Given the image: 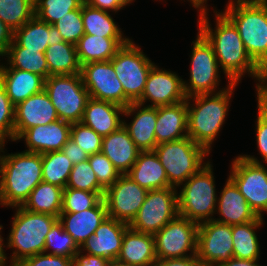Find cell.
Returning <instances> with one entry per match:
<instances>
[{"mask_svg":"<svg viewBox=\"0 0 267 266\" xmlns=\"http://www.w3.org/2000/svg\"><path fill=\"white\" fill-rule=\"evenodd\" d=\"M80 74L90 98L111 102L123 108L131 103L124 94L111 61L82 65Z\"/></svg>","mask_w":267,"mask_h":266,"instance_id":"obj_15","label":"cell"},{"mask_svg":"<svg viewBox=\"0 0 267 266\" xmlns=\"http://www.w3.org/2000/svg\"><path fill=\"white\" fill-rule=\"evenodd\" d=\"M223 13L236 26L249 56L267 73V0L232 4Z\"/></svg>","mask_w":267,"mask_h":266,"instance_id":"obj_4","label":"cell"},{"mask_svg":"<svg viewBox=\"0 0 267 266\" xmlns=\"http://www.w3.org/2000/svg\"><path fill=\"white\" fill-rule=\"evenodd\" d=\"M13 39L21 47L38 52H45L48 46L64 42L55 25L41 21L36 16L17 29Z\"/></svg>","mask_w":267,"mask_h":266,"instance_id":"obj_29","label":"cell"},{"mask_svg":"<svg viewBox=\"0 0 267 266\" xmlns=\"http://www.w3.org/2000/svg\"><path fill=\"white\" fill-rule=\"evenodd\" d=\"M57 111L45 90L15 106L14 141L27 129L58 120Z\"/></svg>","mask_w":267,"mask_h":266,"instance_id":"obj_18","label":"cell"},{"mask_svg":"<svg viewBox=\"0 0 267 266\" xmlns=\"http://www.w3.org/2000/svg\"><path fill=\"white\" fill-rule=\"evenodd\" d=\"M256 84L257 108L267 119V74Z\"/></svg>","mask_w":267,"mask_h":266,"instance_id":"obj_53","label":"cell"},{"mask_svg":"<svg viewBox=\"0 0 267 266\" xmlns=\"http://www.w3.org/2000/svg\"><path fill=\"white\" fill-rule=\"evenodd\" d=\"M88 162L96 174L99 184L105 190L121 175L112 162L102 152L89 155Z\"/></svg>","mask_w":267,"mask_h":266,"instance_id":"obj_45","label":"cell"},{"mask_svg":"<svg viewBox=\"0 0 267 266\" xmlns=\"http://www.w3.org/2000/svg\"><path fill=\"white\" fill-rule=\"evenodd\" d=\"M196 256L210 266H220L233 257L232 226L214 219L199 224Z\"/></svg>","mask_w":267,"mask_h":266,"instance_id":"obj_16","label":"cell"},{"mask_svg":"<svg viewBox=\"0 0 267 266\" xmlns=\"http://www.w3.org/2000/svg\"><path fill=\"white\" fill-rule=\"evenodd\" d=\"M71 123L60 119L48 125L34 126L25 130L17 139H24L28 149L24 151L44 154L60 151L70 139Z\"/></svg>","mask_w":267,"mask_h":266,"instance_id":"obj_21","label":"cell"},{"mask_svg":"<svg viewBox=\"0 0 267 266\" xmlns=\"http://www.w3.org/2000/svg\"><path fill=\"white\" fill-rule=\"evenodd\" d=\"M84 33L103 37H125L108 11L82 5Z\"/></svg>","mask_w":267,"mask_h":266,"instance_id":"obj_36","label":"cell"},{"mask_svg":"<svg viewBox=\"0 0 267 266\" xmlns=\"http://www.w3.org/2000/svg\"><path fill=\"white\" fill-rule=\"evenodd\" d=\"M44 90L60 120L71 124L82 121L90 97L81 74L49 76L45 80Z\"/></svg>","mask_w":267,"mask_h":266,"instance_id":"obj_8","label":"cell"},{"mask_svg":"<svg viewBox=\"0 0 267 266\" xmlns=\"http://www.w3.org/2000/svg\"><path fill=\"white\" fill-rule=\"evenodd\" d=\"M123 115H126L127 118L134 115L132 122L128 124L123 120V126L127 129L136 147L140 151H154L156 147L157 107L131 102L124 108Z\"/></svg>","mask_w":267,"mask_h":266,"instance_id":"obj_20","label":"cell"},{"mask_svg":"<svg viewBox=\"0 0 267 266\" xmlns=\"http://www.w3.org/2000/svg\"><path fill=\"white\" fill-rule=\"evenodd\" d=\"M259 259L256 260H246V259H238L232 257L228 261L222 263L220 266H262L257 263Z\"/></svg>","mask_w":267,"mask_h":266,"instance_id":"obj_55","label":"cell"},{"mask_svg":"<svg viewBox=\"0 0 267 266\" xmlns=\"http://www.w3.org/2000/svg\"><path fill=\"white\" fill-rule=\"evenodd\" d=\"M177 193L173 187L148 191L129 227L137 232L155 235L178 216Z\"/></svg>","mask_w":267,"mask_h":266,"instance_id":"obj_12","label":"cell"},{"mask_svg":"<svg viewBox=\"0 0 267 266\" xmlns=\"http://www.w3.org/2000/svg\"><path fill=\"white\" fill-rule=\"evenodd\" d=\"M78 251H80V247L73 237L63 229L62 223L57 220L46 235L44 253L73 259Z\"/></svg>","mask_w":267,"mask_h":266,"instance_id":"obj_39","label":"cell"},{"mask_svg":"<svg viewBox=\"0 0 267 266\" xmlns=\"http://www.w3.org/2000/svg\"><path fill=\"white\" fill-rule=\"evenodd\" d=\"M101 152L112 162L120 174H127L141 151L122 125L116 131L102 138Z\"/></svg>","mask_w":267,"mask_h":266,"instance_id":"obj_23","label":"cell"},{"mask_svg":"<svg viewBox=\"0 0 267 266\" xmlns=\"http://www.w3.org/2000/svg\"><path fill=\"white\" fill-rule=\"evenodd\" d=\"M154 152L165 169L169 187L176 189L207 164L204 159L210 154L188 136L158 144Z\"/></svg>","mask_w":267,"mask_h":266,"instance_id":"obj_7","label":"cell"},{"mask_svg":"<svg viewBox=\"0 0 267 266\" xmlns=\"http://www.w3.org/2000/svg\"><path fill=\"white\" fill-rule=\"evenodd\" d=\"M128 228V224L107 216L94 234L81 245L80 251L110 261L116 260L121 251L124 233Z\"/></svg>","mask_w":267,"mask_h":266,"instance_id":"obj_19","label":"cell"},{"mask_svg":"<svg viewBox=\"0 0 267 266\" xmlns=\"http://www.w3.org/2000/svg\"><path fill=\"white\" fill-rule=\"evenodd\" d=\"M53 25L58 29L64 41L76 45L85 34L82 19V8L75 9L61 17Z\"/></svg>","mask_w":267,"mask_h":266,"instance_id":"obj_44","label":"cell"},{"mask_svg":"<svg viewBox=\"0 0 267 266\" xmlns=\"http://www.w3.org/2000/svg\"><path fill=\"white\" fill-rule=\"evenodd\" d=\"M147 190L137 184L129 175L121 174L105 190L103 199L108 217L130 225L145 201Z\"/></svg>","mask_w":267,"mask_h":266,"instance_id":"obj_14","label":"cell"},{"mask_svg":"<svg viewBox=\"0 0 267 266\" xmlns=\"http://www.w3.org/2000/svg\"><path fill=\"white\" fill-rule=\"evenodd\" d=\"M44 54L49 76L80 74L81 65L78 60L76 45L64 41L48 46Z\"/></svg>","mask_w":267,"mask_h":266,"instance_id":"obj_34","label":"cell"},{"mask_svg":"<svg viewBox=\"0 0 267 266\" xmlns=\"http://www.w3.org/2000/svg\"><path fill=\"white\" fill-rule=\"evenodd\" d=\"M198 227L199 224L179 215L167 223L154 235L156 259L195 256Z\"/></svg>","mask_w":267,"mask_h":266,"instance_id":"obj_13","label":"cell"},{"mask_svg":"<svg viewBox=\"0 0 267 266\" xmlns=\"http://www.w3.org/2000/svg\"><path fill=\"white\" fill-rule=\"evenodd\" d=\"M127 175L147 191L169 187L165 169L154 151H141Z\"/></svg>","mask_w":267,"mask_h":266,"instance_id":"obj_31","label":"cell"},{"mask_svg":"<svg viewBox=\"0 0 267 266\" xmlns=\"http://www.w3.org/2000/svg\"><path fill=\"white\" fill-rule=\"evenodd\" d=\"M73 165L88 160V155L73 140L69 139L61 149Z\"/></svg>","mask_w":267,"mask_h":266,"instance_id":"obj_51","label":"cell"},{"mask_svg":"<svg viewBox=\"0 0 267 266\" xmlns=\"http://www.w3.org/2000/svg\"><path fill=\"white\" fill-rule=\"evenodd\" d=\"M116 260L129 266H153L157 261L154 235L137 232L129 227L124 233Z\"/></svg>","mask_w":267,"mask_h":266,"instance_id":"obj_26","label":"cell"},{"mask_svg":"<svg viewBox=\"0 0 267 266\" xmlns=\"http://www.w3.org/2000/svg\"><path fill=\"white\" fill-rule=\"evenodd\" d=\"M13 34L12 30L0 20V56L2 58L13 41Z\"/></svg>","mask_w":267,"mask_h":266,"instance_id":"obj_54","label":"cell"},{"mask_svg":"<svg viewBox=\"0 0 267 266\" xmlns=\"http://www.w3.org/2000/svg\"><path fill=\"white\" fill-rule=\"evenodd\" d=\"M264 218L232 226L233 257L256 260L260 257V244L255 230L261 228Z\"/></svg>","mask_w":267,"mask_h":266,"instance_id":"obj_35","label":"cell"},{"mask_svg":"<svg viewBox=\"0 0 267 266\" xmlns=\"http://www.w3.org/2000/svg\"><path fill=\"white\" fill-rule=\"evenodd\" d=\"M256 142L262 161L267 164V119L258 111L256 119Z\"/></svg>","mask_w":267,"mask_h":266,"instance_id":"obj_48","label":"cell"},{"mask_svg":"<svg viewBox=\"0 0 267 266\" xmlns=\"http://www.w3.org/2000/svg\"><path fill=\"white\" fill-rule=\"evenodd\" d=\"M34 16V0H0V20L13 33Z\"/></svg>","mask_w":267,"mask_h":266,"instance_id":"obj_38","label":"cell"},{"mask_svg":"<svg viewBox=\"0 0 267 266\" xmlns=\"http://www.w3.org/2000/svg\"><path fill=\"white\" fill-rule=\"evenodd\" d=\"M0 82L11 103L16 106L44 90L45 79L38 74L20 69L0 68Z\"/></svg>","mask_w":267,"mask_h":266,"instance_id":"obj_28","label":"cell"},{"mask_svg":"<svg viewBox=\"0 0 267 266\" xmlns=\"http://www.w3.org/2000/svg\"><path fill=\"white\" fill-rule=\"evenodd\" d=\"M188 136L187 100L157 107L156 146Z\"/></svg>","mask_w":267,"mask_h":266,"instance_id":"obj_25","label":"cell"},{"mask_svg":"<svg viewBox=\"0 0 267 266\" xmlns=\"http://www.w3.org/2000/svg\"><path fill=\"white\" fill-rule=\"evenodd\" d=\"M123 112L124 108L117 104L89 98L81 122L104 137L123 125Z\"/></svg>","mask_w":267,"mask_h":266,"instance_id":"obj_27","label":"cell"},{"mask_svg":"<svg viewBox=\"0 0 267 266\" xmlns=\"http://www.w3.org/2000/svg\"><path fill=\"white\" fill-rule=\"evenodd\" d=\"M108 266H129V265L118 262L117 260H112V261H110Z\"/></svg>","mask_w":267,"mask_h":266,"instance_id":"obj_59","label":"cell"},{"mask_svg":"<svg viewBox=\"0 0 267 266\" xmlns=\"http://www.w3.org/2000/svg\"><path fill=\"white\" fill-rule=\"evenodd\" d=\"M12 218V228L7 238V247L13 248L9 266H15L21 260L44 253L46 235L58 220L50 214L28 211L21 206Z\"/></svg>","mask_w":267,"mask_h":266,"instance_id":"obj_5","label":"cell"},{"mask_svg":"<svg viewBox=\"0 0 267 266\" xmlns=\"http://www.w3.org/2000/svg\"><path fill=\"white\" fill-rule=\"evenodd\" d=\"M153 266H210L196 255L183 258L157 260Z\"/></svg>","mask_w":267,"mask_h":266,"instance_id":"obj_49","label":"cell"},{"mask_svg":"<svg viewBox=\"0 0 267 266\" xmlns=\"http://www.w3.org/2000/svg\"><path fill=\"white\" fill-rule=\"evenodd\" d=\"M133 1L134 0H85V3L96 9L118 12L127 5L133 3Z\"/></svg>","mask_w":267,"mask_h":266,"instance_id":"obj_50","label":"cell"},{"mask_svg":"<svg viewBox=\"0 0 267 266\" xmlns=\"http://www.w3.org/2000/svg\"><path fill=\"white\" fill-rule=\"evenodd\" d=\"M192 43L190 79L189 82L183 80L186 97L218 93L216 89L221 81L220 67L212 45L199 31Z\"/></svg>","mask_w":267,"mask_h":266,"instance_id":"obj_11","label":"cell"},{"mask_svg":"<svg viewBox=\"0 0 267 266\" xmlns=\"http://www.w3.org/2000/svg\"><path fill=\"white\" fill-rule=\"evenodd\" d=\"M110 61L123 86L125 96L131 102H137L142 97L148 74L155 64L132 39L123 45Z\"/></svg>","mask_w":267,"mask_h":266,"instance_id":"obj_10","label":"cell"},{"mask_svg":"<svg viewBox=\"0 0 267 266\" xmlns=\"http://www.w3.org/2000/svg\"><path fill=\"white\" fill-rule=\"evenodd\" d=\"M228 177L235 183L254 212H267V168L256 157L239 155L231 165Z\"/></svg>","mask_w":267,"mask_h":266,"instance_id":"obj_9","label":"cell"},{"mask_svg":"<svg viewBox=\"0 0 267 266\" xmlns=\"http://www.w3.org/2000/svg\"><path fill=\"white\" fill-rule=\"evenodd\" d=\"M0 144V205L22 206L31 191L42 179V154L22 151L11 154L4 152Z\"/></svg>","mask_w":267,"mask_h":266,"instance_id":"obj_2","label":"cell"},{"mask_svg":"<svg viewBox=\"0 0 267 266\" xmlns=\"http://www.w3.org/2000/svg\"><path fill=\"white\" fill-rule=\"evenodd\" d=\"M73 259L64 256L38 253L27 257L15 266H72Z\"/></svg>","mask_w":267,"mask_h":266,"instance_id":"obj_47","label":"cell"},{"mask_svg":"<svg viewBox=\"0 0 267 266\" xmlns=\"http://www.w3.org/2000/svg\"><path fill=\"white\" fill-rule=\"evenodd\" d=\"M256 1H259V0H229L226 7L232 4H236V3H251V2H256Z\"/></svg>","mask_w":267,"mask_h":266,"instance_id":"obj_58","label":"cell"},{"mask_svg":"<svg viewBox=\"0 0 267 266\" xmlns=\"http://www.w3.org/2000/svg\"><path fill=\"white\" fill-rule=\"evenodd\" d=\"M3 229V226L0 225V233H1V230ZM3 237L2 235L0 234V266H7L6 264V259H7V256H6V253H5V250L3 249L4 248V241H3Z\"/></svg>","mask_w":267,"mask_h":266,"instance_id":"obj_57","label":"cell"},{"mask_svg":"<svg viewBox=\"0 0 267 266\" xmlns=\"http://www.w3.org/2000/svg\"><path fill=\"white\" fill-rule=\"evenodd\" d=\"M63 188L41 181L29 194L21 206L36 212L50 214L59 218L62 210Z\"/></svg>","mask_w":267,"mask_h":266,"instance_id":"obj_33","label":"cell"},{"mask_svg":"<svg viewBox=\"0 0 267 266\" xmlns=\"http://www.w3.org/2000/svg\"><path fill=\"white\" fill-rule=\"evenodd\" d=\"M85 0H34L35 16L48 24H54L67 13L82 8Z\"/></svg>","mask_w":267,"mask_h":266,"instance_id":"obj_40","label":"cell"},{"mask_svg":"<svg viewBox=\"0 0 267 266\" xmlns=\"http://www.w3.org/2000/svg\"><path fill=\"white\" fill-rule=\"evenodd\" d=\"M186 99L183 79L176 72L154 65L148 74L142 97L137 103L146 105L149 101L151 105L146 106L160 107L174 105Z\"/></svg>","mask_w":267,"mask_h":266,"instance_id":"obj_17","label":"cell"},{"mask_svg":"<svg viewBox=\"0 0 267 266\" xmlns=\"http://www.w3.org/2000/svg\"><path fill=\"white\" fill-rule=\"evenodd\" d=\"M217 12L214 11L215 29L211 28L207 12L199 15L198 31L212 45L228 82L238 84L246 73L261 80L267 73L249 56L233 22L222 11Z\"/></svg>","mask_w":267,"mask_h":266,"instance_id":"obj_1","label":"cell"},{"mask_svg":"<svg viewBox=\"0 0 267 266\" xmlns=\"http://www.w3.org/2000/svg\"><path fill=\"white\" fill-rule=\"evenodd\" d=\"M190 1V3L196 8L198 9L200 15L201 14H204V13H207L208 9L206 8L207 7V1L208 0H188Z\"/></svg>","mask_w":267,"mask_h":266,"instance_id":"obj_56","label":"cell"},{"mask_svg":"<svg viewBox=\"0 0 267 266\" xmlns=\"http://www.w3.org/2000/svg\"><path fill=\"white\" fill-rule=\"evenodd\" d=\"M14 120L15 106L0 82V144H5L6 139L14 141Z\"/></svg>","mask_w":267,"mask_h":266,"instance_id":"obj_46","label":"cell"},{"mask_svg":"<svg viewBox=\"0 0 267 266\" xmlns=\"http://www.w3.org/2000/svg\"><path fill=\"white\" fill-rule=\"evenodd\" d=\"M107 216V207L102 199L93 208L75 213H60L58 220L62 223L63 229L81 247Z\"/></svg>","mask_w":267,"mask_h":266,"instance_id":"obj_24","label":"cell"},{"mask_svg":"<svg viewBox=\"0 0 267 266\" xmlns=\"http://www.w3.org/2000/svg\"><path fill=\"white\" fill-rule=\"evenodd\" d=\"M130 38L103 37L84 34L76 44L80 65L91 62L110 61Z\"/></svg>","mask_w":267,"mask_h":266,"instance_id":"obj_30","label":"cell"},{"mask_svg":"<svg viewBox=\"0 0 267 266\" xmlns=\"http://www.w3.org/2000/svg\"><path fill=\"white\" fill-rule=\"evenodd\" d=\"M216 211L219 218L215 221L225 223L230 226L244 224L253 220H258V216L245 200L244 196L235 183L228 177L225 185L217 198ZM221 216V218H220Z\"/></svg>","mask_w":267,"mask_h":266,"instance_id":"obj_22","label":"cell"},{"mask_svg":"<svg viewBox=\"0 0 267 266\" xmlns=\"http://www.w3.org/2000/svg\"><path fill=\"white\" fill-rule=\"evenodd\" d=\"M83 251H78L73 258L72 266H108L110 260L90 254H81Z\"/></svg>","mask_w":267,"mask_h":266,"instance_id":"obj_52","label":"cell"},{"mask_svg":"<svg viewBox=\"0 0 267 266\" xmlns=\"http://www.w3.org/2000/svg\"><path fill=\"white\" fill-rule=\"evenodd\" d=\"M7 57L6 66L1 63L0 68H15L42 76L45 80L49 77L48 64L44 52L28 50L21 47L14 39L3 55ZM9 64V66H8Z\"/></svg>","mask_w":267,"mask_h":266,"instance_id":"obj_32","label":"cell"},{"mask_svg":"<svg viewBox=\"0 0 267 266\" xmlns=\"http://www.w3.org/2000/svg\"><path fill=\"white\" fill-rule=\"evenodd\" d=\"M237 83L228 82L218 93L188 97V137L209 153L229 111L230 99ZM194 101L195 103L190 104ZM190 101V102H189Z\"/></svg>","mask_w":267,"mask_h":266,"instance_id":"obj_3","label":"cell"},{"mask_svg":"<svg viewBox=\"0 0 267 266\" xmlns=\"http://www.w3.org/2000/svg\"><path fill=\"white\" fill-rule=\"evenodd\" d=\"M73 166L61 150L44 153L42 154V179L44 182L65 189Z\"/></svg>","mask_w":267,"mask_h":266,"instance_id":"obj_37","label":"cell"},{"mask_svg":"<svg viewBox=\"0 0 267 266\" xmlns=\"http://www.w3.org/2000/svg\"><path fill=\"white\" fill-rule=\"evenodd\" d=\"M102 138L101 135L82 122L71 124L70 139L84 150L88 156L101 152Z\"/></svg>","mask_w":267,"mask_h":266,"instance_id":"obj_43","label":"cell"},{"mask_svg":"<svg viewBox=\"0 0 267 266\" xmlns=\"http://www.w3.org/2000/svg\"><path fill=\"white\" fill-rule=\"evenodd\" d=\"M104 193L65 188L61 213H75L93 208L103 199Z\"/></svg>","mask_w":267,"mask_h":266,"instance_id":"obj_41","label":"cell"},{"mask_svg":"<svg viewBox=\"0 0 267 266\" xmlns=\"http://www.w3.org/2000/svg\"><path fill=\"white\" fill-rule=\"evenodd\" d=\"M66 188L85 190L89 192H105V189L99 184L96 174L91 168L88 160L77 163L73 166Z\"/></svg>","mask_w":267,"mask_h":266,"instance_id":"obj_42","label":"cell"},{"mask_svg":"<svg viewBox=\"0 0 267 266\" xmlns=\"http://www.w3.org/2000/svg\"><path fill=\"white\" fill-rule=\"evenodd\" d=\"M210 161L193 174L177 193L178 215L197 224L213 220L216 213L217 193ZM182 186V188H181Z\"/></svg>","mask_w":267,"mask_h":266,"instance_id":"obj_6","label":"cell"}]
</instances>
